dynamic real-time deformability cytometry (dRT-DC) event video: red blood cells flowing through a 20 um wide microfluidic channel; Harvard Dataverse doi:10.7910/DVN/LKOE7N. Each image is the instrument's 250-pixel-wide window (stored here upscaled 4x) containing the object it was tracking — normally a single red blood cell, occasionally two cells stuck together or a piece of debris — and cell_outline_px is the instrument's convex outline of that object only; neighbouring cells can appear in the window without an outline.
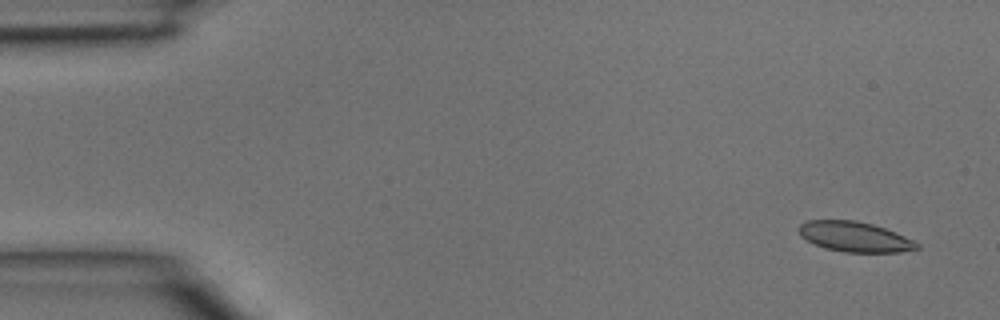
{"species": "common noctule bat (a hibernating species)", "species_latin": "Nyctalus noctula", "temperature_condition": "room temperature", "stored_images_in_passage": 4, "camera_frame_rate_fps": 3000, "um_per_image_px": 0.085, "animal": {"sex": "male", "body_mass_g": 15.6}, "frame": {"image": 1, "passage_image": 1, "time_ms": 0.0, "image_size_px": [1000, 320], "cell_outline_px": [[920, 248], [900, 252], [844, 252], [824, 248], [800, 236], [800, 224], [808, 220], [856, 220], [872, 224], [896, 232], [920, 244]], "centroid_in_image_um": [72.67, 20.12], "position_along_channel_um": 12.3, "area_um2": 20.58}}
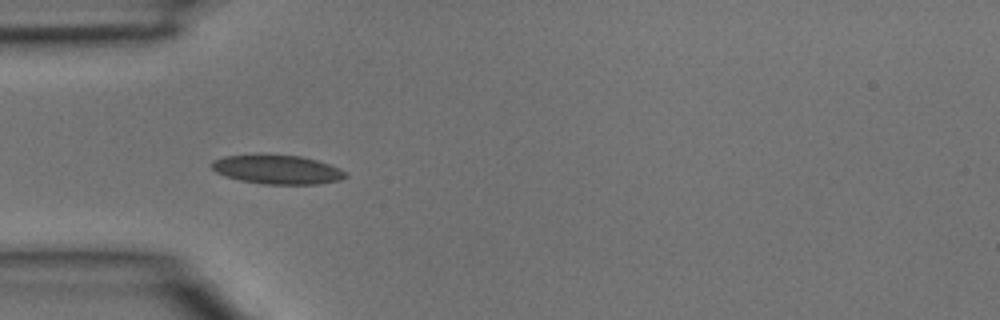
{"frame": {"image": 2, "passage_image": 4, "time_ms": 1.0, "image_size_px": [1000, 320], "cell_outline_px": [[348, 176], [340, 180], [320, 184], [264, 184], [240, 180], [216, 172], [212, 168], [212, 160], [224, 156], [300, 156], [316, 160], [340, 168], [348, 172]], "centroid_in_image_um": [23.64, 14.44], "position_along_channel_um": 61.4, "area_um2": 22.14}}